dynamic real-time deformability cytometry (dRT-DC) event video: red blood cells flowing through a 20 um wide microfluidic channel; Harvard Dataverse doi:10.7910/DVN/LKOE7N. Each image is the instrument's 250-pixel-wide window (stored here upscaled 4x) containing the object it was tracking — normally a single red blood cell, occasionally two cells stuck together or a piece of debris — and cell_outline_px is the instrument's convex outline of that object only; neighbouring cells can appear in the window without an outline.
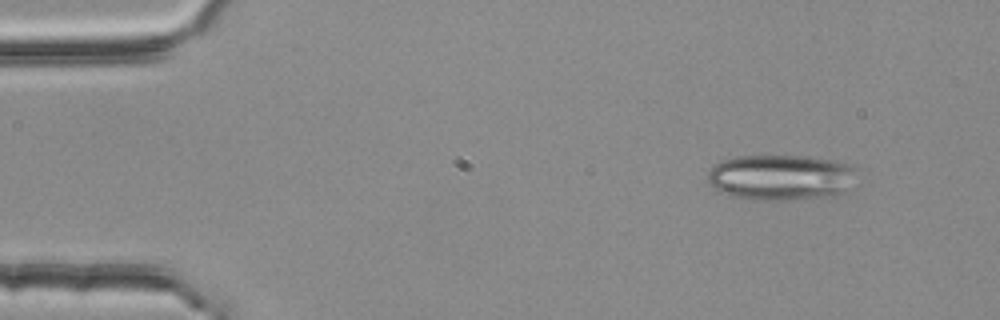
{"species": "common noctule bat (a hibernating species)", "species_latin": "Nyctalus noctula", "temperature_condition": "room temperature", "stored_images_in_passage": 2, "camera_frame_rate_fps": 3000, "um_per_image_px": 0.085, "animal": {"sex": "female", "body_mass_g": 25.1}, "frame": {"image": 1, "passage_image": 1, "time_ms": 0.0, "image_size_px": [1000, 320], "cell_outline_px": [[852, 168], [844, 192], [792, 200], [752, 200], [732, 196], [720, 192], [708, 184], [708, 172], [716, 164], [724, 160], [740, 156], [808, 156], [836, 160], [852, 164]], "centroid_in_image_um": [66.25, 15.06], "position_along_channel_um": 18.8, "area_um2": 38.9}}